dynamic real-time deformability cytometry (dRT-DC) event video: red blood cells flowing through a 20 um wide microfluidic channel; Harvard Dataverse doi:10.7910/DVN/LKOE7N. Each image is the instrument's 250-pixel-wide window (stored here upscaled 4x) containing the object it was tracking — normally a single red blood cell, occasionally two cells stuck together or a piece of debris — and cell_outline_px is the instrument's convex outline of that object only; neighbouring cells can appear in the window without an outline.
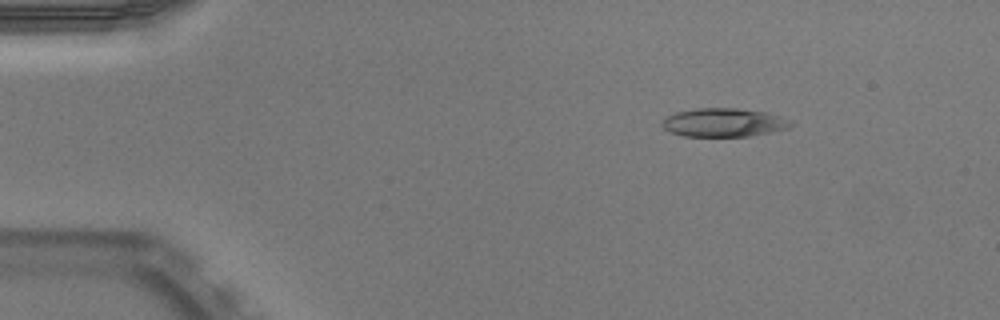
{"species": "Egyptian fruit bat (a non-hibernating species)", "species_latin": "Rousettus aegyptiacus", "temperature_condition": "warm", "stored_images_in_passage": 14, "camera_frame_rate_fps": 3000, "um_per_image_px": 0.085, "animal": {"sex": "male"}, "frame": {"image": 1, "passage_image": 7, "time_ms": 2.0, "image_size_px": [1000, 320], "cell_outline_px": [[796, 124], [788, 128], [772, 132], [748, 136], [684, 136], [672, 132], [664, 128], [660, 124], [668, 116], [676, 112], [696, 108], [736, 108], [764, 112], [792, 120]], "centroid_in_image_um": [61.55, 10.41], "position_along_channel_um": 23.4, "area_um2": 21.33}}